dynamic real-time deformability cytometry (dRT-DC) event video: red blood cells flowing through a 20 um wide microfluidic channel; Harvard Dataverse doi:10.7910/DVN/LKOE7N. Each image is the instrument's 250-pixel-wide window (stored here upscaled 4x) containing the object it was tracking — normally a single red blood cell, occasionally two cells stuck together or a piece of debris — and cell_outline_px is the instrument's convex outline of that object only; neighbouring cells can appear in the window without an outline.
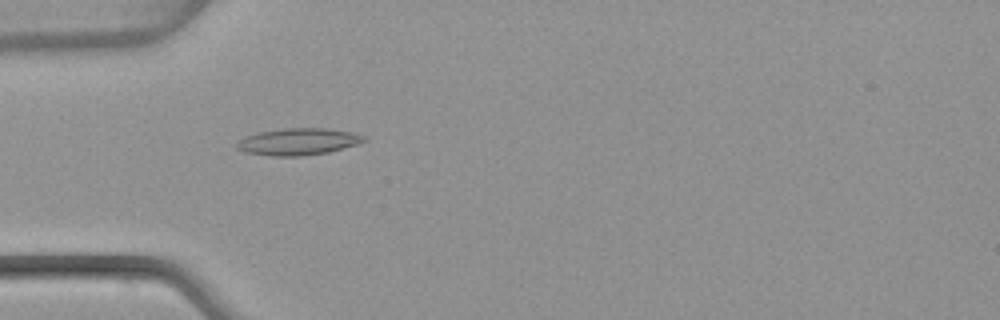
{"species": "common noctule bat (a hibernating species)", "species_latin": "Nyctalus noctula", "temperature_condition": "warm", "stored_images_in_passage": 51, "camera_frame_rate_fps": 3000, "um_per_image_px": 0.085, "animal": {"sex": "female", "body_mass_g": 22.7, "forearm_length_mm": 54.2}, "frame": {"image": 1, "passage_image": 16, "time_ms": 5.0, "image_size_px": [1000, 320], "cell_outline_px": [[368, 140], [356, 144], [328, 152], [300, 156], [272, 156], [244, 152], [236, 148], [236, 144], [240, 140], [256, 132], [284, 128], [328, 128], [352, 132], [368, 136]], "centroid_in_image_um": [25.37, 12.03], "position_along_channel_um": 59.6, "area_um2": 19.94}}
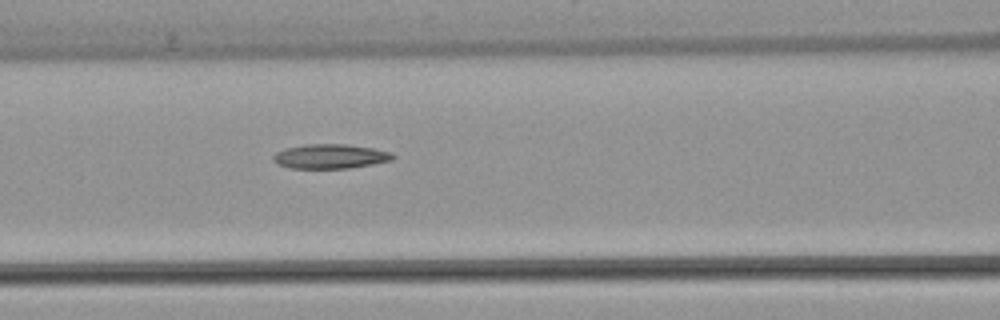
{"frame": {"image": 2, "passage_image": 22, "time_ms": 7.0, "image_size_px": [1000, 320], "cell_outline_px": [[396, 156], [392, 160], [372, 164], [348, 168], [292, 168], [276, 164], [272, 160], [272, 156], [276, 152], [284, 148], [304, 144], [344, 144], [372, 148], [392, 152]], "centroid_in_image_um": [28.04, 13.28], "position_along_channel_um": 138.6, "area_um2": 17.11}}
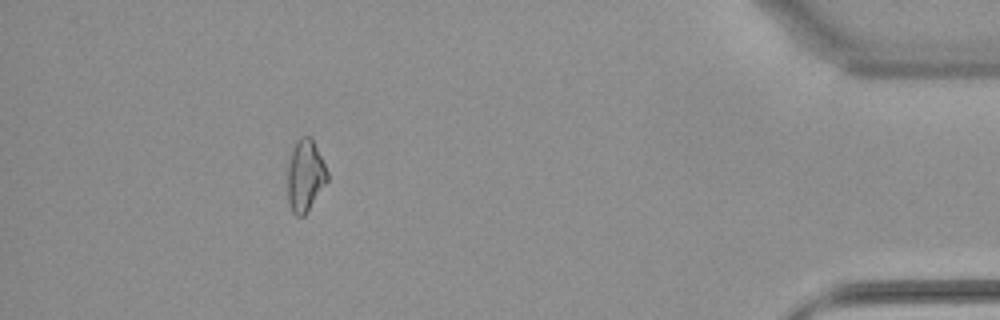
{"frame": {"image": 3, "passage_image": 46, "time_ms": 15.0, "image_size_px": [1000, 320], "cell_outline_px": [[328, 180], [304, 216], [296, 216], [292, 212], [288, 200], [288, 168], [292, 148], [296, 140], [300, 136], [312, 136], [328, 172]], "centroid_in_image_um": [25.94, 14.89], "position_along_channel_um": 409.3, "area_um2": 16.65}}